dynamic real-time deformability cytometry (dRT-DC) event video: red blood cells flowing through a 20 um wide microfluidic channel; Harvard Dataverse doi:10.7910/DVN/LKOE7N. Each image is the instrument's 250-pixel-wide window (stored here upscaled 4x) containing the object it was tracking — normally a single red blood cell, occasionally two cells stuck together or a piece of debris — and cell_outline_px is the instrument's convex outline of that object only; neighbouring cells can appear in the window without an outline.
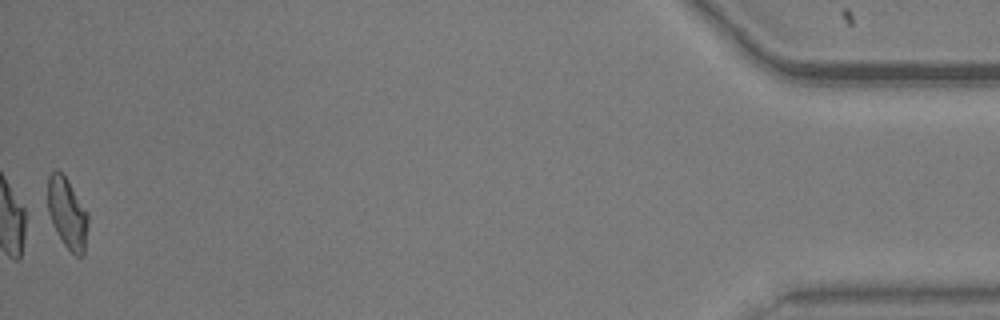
{"species": "common noctule bat (a hibernating species)", "species_latin": "Nyctalus noctula", "temperature_condition": "warm", "stored_images_in_passage": 52, "camera_frame_rate_fps": 3000, "um_per_image_px": 0.085, "animal": {"sex": "male", "body_mass_g": 20.5, "forearm_length_mm": 52.5}, "frame": {"image": 1, "passage_image": 52, "time_ms": 17.0, "image_size_px": [1000, 320], "cell_outline_px": [[88, 224], [84, 256], [76, 256], [64, 244], [52, 224], [48, 212], [48, 176], [56, 168], [68, 180], [88, 212]], "centroid_in_image_um": [5.73, 18.13], "position_along_channel_um": 429.5, "area_um2": 16.65}, "authors_computed_cell_mechanics": {"area_um2": 17.0221, "velocity_mm_per_s": 3.9235, "shape_relaxation_time_tau1_ms": 9.568, "shape_relaxation_time_tau2_ms": 1.9569, "deformation_change_tau1": 0.2568, "deformation_change_tau2": 0.0778}}